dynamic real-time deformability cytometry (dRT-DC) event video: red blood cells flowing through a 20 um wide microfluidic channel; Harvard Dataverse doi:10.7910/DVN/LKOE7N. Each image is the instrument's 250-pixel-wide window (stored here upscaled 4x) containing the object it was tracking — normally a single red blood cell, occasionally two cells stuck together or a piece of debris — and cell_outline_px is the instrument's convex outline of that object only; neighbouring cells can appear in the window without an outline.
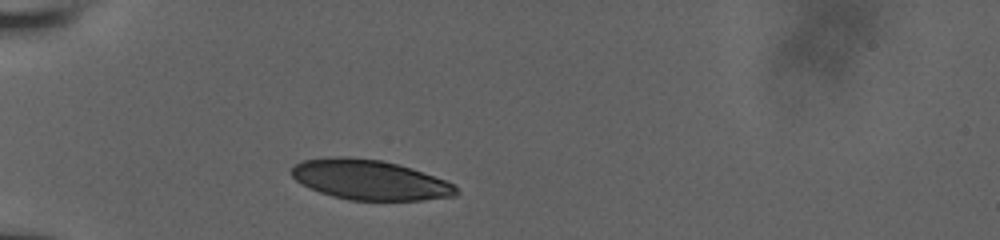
{"species": "human", "species_latin": "Homo sapiens", "temperature_condition": "room temperature", "stored_images_in_passage": 3, "camera_frame_rate_fps": 3000, "um_per_image_px": 0.085, "donor": {"sex": "male"}, "frame": {"image": 1, "passage_image": 1, "time_ms": 0.0, "image_size_px": [1000, 240], "cell_outline_px": [[460, 192], [456, 196], [420, 200], [348, 200], [332, 196], [308, 188], [296, 180], [292, 176], [292, 168], [296, 164], [304, 160], [332, 156], [344, 156], [380, 160], [412, 168], [444, 180], [452, 184]], "centroid_in_image_um": [31.41, 15.29], "position_along_channel_um": 53.6, "area_um2": 38.15}}
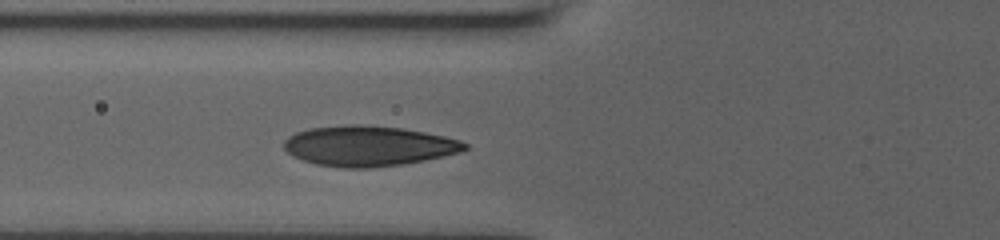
{"frame": {"image": 2, "passage_image": 3, "time_ms": 1.667, "image_size_px": [1000, 240], "cell_outline_px": [[468, 148], [460, 152], [444, 156], [424, 160], [400, 164], [372, 168], [344, 168], [316, 164], [292, 156], [284, 148], [284, 140], [288, 136], [296, 132], [312, 128], [348, 124], [364, 124], [400, 128], [424, 132], [444, 136], [460, 140], [468, 144]], "centroid_in_image_um": [31.31, 12.4], "position_along_channel_um": 94.5, "area_um2": 42.37}}